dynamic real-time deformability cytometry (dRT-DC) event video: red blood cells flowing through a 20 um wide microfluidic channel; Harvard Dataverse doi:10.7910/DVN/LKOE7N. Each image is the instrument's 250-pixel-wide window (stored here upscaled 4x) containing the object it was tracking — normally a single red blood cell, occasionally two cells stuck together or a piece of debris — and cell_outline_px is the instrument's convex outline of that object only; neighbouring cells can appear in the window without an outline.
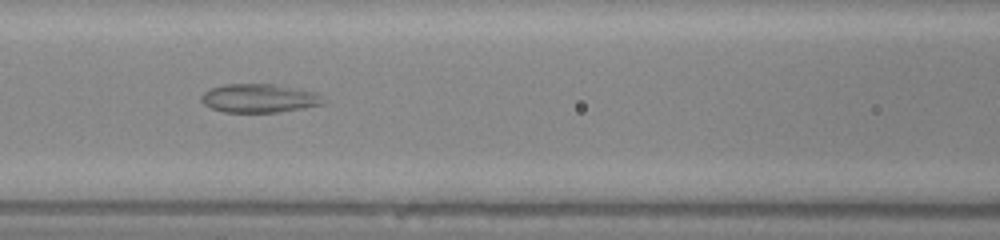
{"species": "common noctule bat (a hibernating species)", "species_latin": "Nyctalus noctula", "temperature_condition": "warm", "stored_images_in_passage": 53, "camera_frame_rate_fps": 3000, "um_per_image_px": 0.085, "animal": {"sex": "male", "body_mass_g": 20.0, "forearm_length_mm": 53.3}, "frame": {"image": 1, "passage_image": 22, "time_ms": 7.0, "image_size_px": [1000, 240], "cell_outline_px": [[324, 104], [276, 112], [224, 112], [212, 108], [204, 104], [200, 100], [200, 96], [204, 92], [212, 88], [224, 84], [276, 84], [312, 92], [320, 96]], "centroid_in_image_um": [21.96, 8.35], "position_along_channel_um": 144.6, "area_um2": 20.0}}
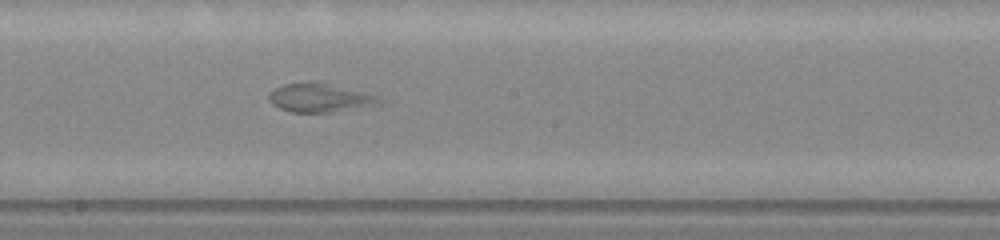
{"frame": {"image": 2, "passage_image": 28, "time_ms": 9.0, "image_size_px": [1000, 240], "cell_outline_px": [[372, 100], [360, 104], [328, 112], [292, 112], [280, 108], [272, 104], [268, 100], [268, 96], [276, 88], [284, 84], [308, 80], [328, 80], [372, 96]], "centroid_in_image_um": [26.87, 8.22], "position_along_channel_um": 221.3, "area_um2": 17.51}}
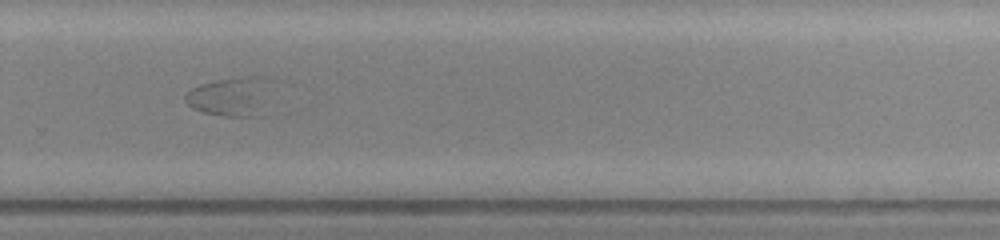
{"frame": {"image": 3, "passage_image": 35, "time_ms": 11.333, "image_size_px": [1000, 240], "cell_outline_px": [[288, 80], [264, 116], [224, 116], [204, 112], [192, 108], [188, 104], [184, 96], [192, 88], [200, 84], [216, 80], [248, 76], [272, 76]], "centroid_in_image_um": [20.09, 8.14], "position_along_channel_um": 309.7, "area_um2": 22.48}}